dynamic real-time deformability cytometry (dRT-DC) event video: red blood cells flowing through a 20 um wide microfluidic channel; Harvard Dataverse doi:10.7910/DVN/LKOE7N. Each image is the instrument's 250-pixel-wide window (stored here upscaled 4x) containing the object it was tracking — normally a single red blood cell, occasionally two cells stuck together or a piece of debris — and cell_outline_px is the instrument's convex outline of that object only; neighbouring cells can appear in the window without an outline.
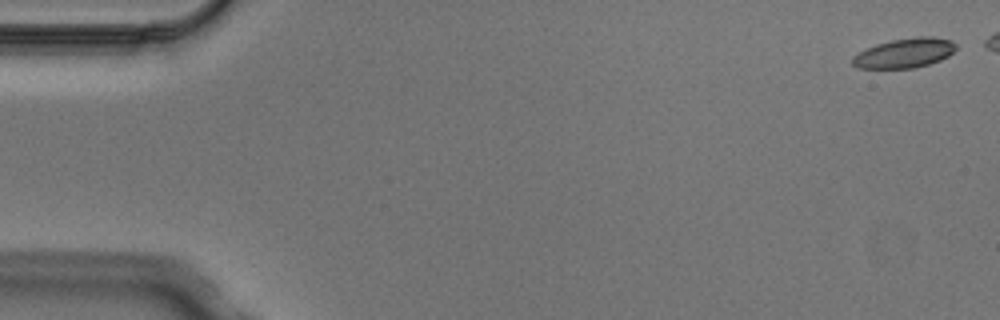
{"species": "Egyptian fruit bat (a non-hibernating species)", "species_latin": "Rousettus aegyptiacus", "temperature_condition": "cold", "stored_images_in_passage": 5, "camera_frame_rate_fps": 3000, "um_per_image_px": 0.085, "animal": {"sex": "male"}, "frame": {"image": 1, "passage_image": 1, "time_ms": 0.0, "image_size_px": [1000, 320], "cell_outline_px": [[956, 48], [948, 56], [940, 60], [928, 64], [912, 68], [860, 68], [852, 64], [852, 56], [876, 44], [892, 40], [916, 36], [932, 36], [952, 40], [956, 44]], "centroid_in_image_um": [76.91, 4.5], "position_along_channel_um": 8.1, "area_um2": 17.74}}